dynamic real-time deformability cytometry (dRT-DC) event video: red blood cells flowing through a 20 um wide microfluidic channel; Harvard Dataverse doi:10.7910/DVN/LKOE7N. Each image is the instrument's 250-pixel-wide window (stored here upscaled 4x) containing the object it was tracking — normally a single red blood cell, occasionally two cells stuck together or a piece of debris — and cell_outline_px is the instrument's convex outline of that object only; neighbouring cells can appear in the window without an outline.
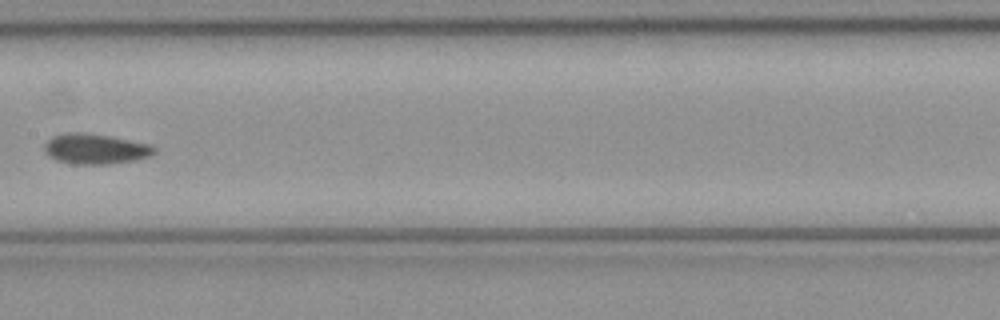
{"species": "common noctule bat (a hibernating species)", "species_latin": "Nyctalus noctula", "temperature_condition": "cold", "stored_images_in_passage": 7, "camera_frame_rate_fps": 3000, "um_per_image_px": 0.085, "animal": {"sex": "female", "body_mass_g": 21.9}, "frame": {"image": 1, "passage_image": 7, "time_ms": 2.0, "image_size_px": [1000, 320], "cell_outline_px": [[156, 152], [148, 156], [136, 160], [108, 164], [72, 164], [56, 160], [48, 156], [44, 152], [44, 144], [52, 136], [64, 132], [84, 132], [112, 136], [152, 144], [156, 148]], "centroid_in_image_um": [8.09, 12.64], "position_along_channel_um": 199.3, "area_um2": 19.77}}